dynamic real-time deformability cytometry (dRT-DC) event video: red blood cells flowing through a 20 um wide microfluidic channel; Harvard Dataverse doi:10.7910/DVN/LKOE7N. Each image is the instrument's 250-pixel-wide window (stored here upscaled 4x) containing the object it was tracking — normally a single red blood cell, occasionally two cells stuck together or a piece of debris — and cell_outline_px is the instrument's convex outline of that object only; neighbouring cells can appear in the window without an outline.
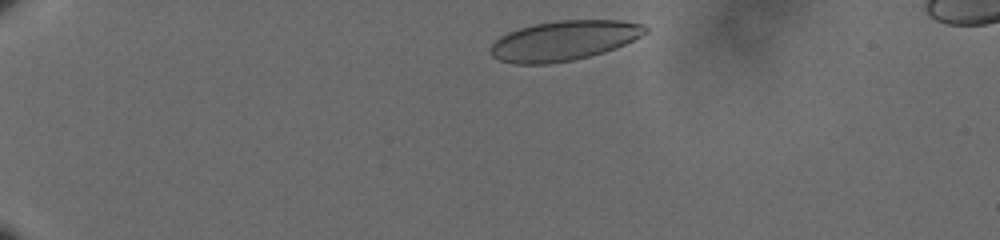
{"species": "human", "species_latin": "Homo sapiens", "temperature_condition": "cold", "stored_images_in_passage": 43, "camera_frame_rate_fps": 3000, "um_per_image_px": 0.085, "donor": {"sex": "male"}, "frame": {"image": 1, "passage_image": 3, "time_ms": 0.667, "image_size_px": [1000, 240], "cell_outline_px": [[648, 32], [624, 44], [604, 52], [572, 60], [548, 64], [512, 64], [500, 60], [492, 56], [488, 52], [488, 48], [500, 36], [508, 32], [520, 28], [536, 24], [560, 20], [620, 20], [644, 24], [648, 28]], "centroid_in_image_um": [47.9, 3.46], "position_along_channel_um": 37.1, "area_um2": 35.89}}
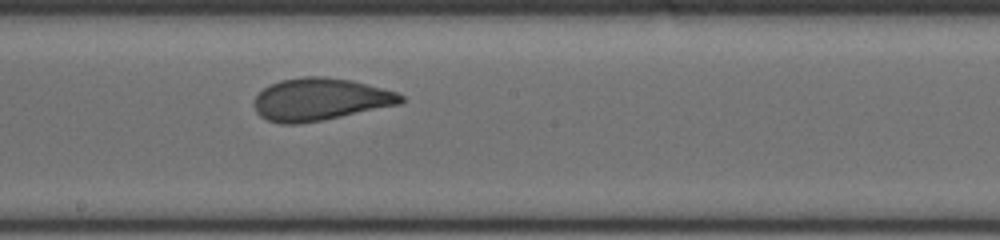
{"frame": {"image": 2, "passage_image": 25, "time_ms": 8.0, "image_size_px": [1000, 240], "cell_outline_px": [[404, 100], [400, 104], [320, 120], [296, 124], [284, 124], [268, 120], [260, 116], [256, 112], [256, 96], [264, 88], [280, 80], [300, 76], [324, 76], [352, 80], [396, 92], [404, 96]], "centroid_in_image_um": [27.21, 8.43], "position_along_channel_um": 221.0, "area_um2": 35.78}}
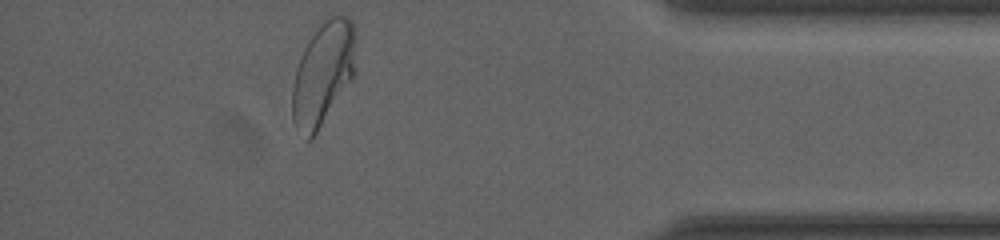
{"frame": {"image": 3, "passage_image": 43, "time_ms": 14.0, "image_size_px": [1000, 240], "cell_outline_px": [[356, 72], [312, 140], [308, 140], [292, 120], [292, 88], [296, 68], [300, 56], [304, 48], [324, 16], [328, 12], [348, 16], [352, 20], [356, 32]], "centroid_in_image_um": [27.49, 6.15], "position_along_channel_um": 407.7, "area_um2": 38.9}, "authors_computed_cell_mechanics": {"area_um2": 36.5296, "velocity_mm_per_s": 3.5969, "shape_relaxation_time_tau1_ms": 10.3337, "shape_relaxation_time_tau2_ms": null, "deformation_change_tau1": 0.23, "deformation_change_tau2": null}}